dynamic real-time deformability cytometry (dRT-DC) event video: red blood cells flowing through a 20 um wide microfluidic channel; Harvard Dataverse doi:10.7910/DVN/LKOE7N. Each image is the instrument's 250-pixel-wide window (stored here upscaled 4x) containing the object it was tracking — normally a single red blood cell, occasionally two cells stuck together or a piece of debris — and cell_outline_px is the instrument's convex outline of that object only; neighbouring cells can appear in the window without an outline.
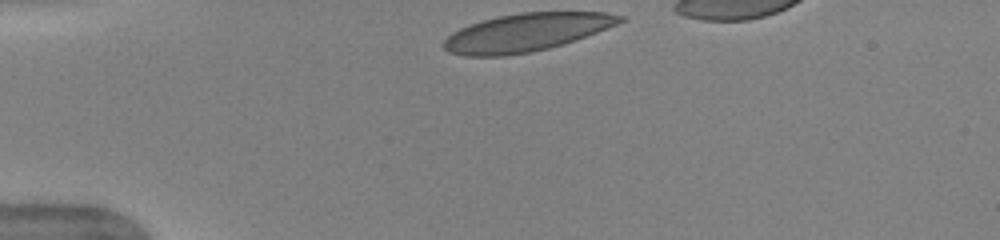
{"species": "human", "species_latin": "Homo sapiens", "temperature_condition": "warm", "stored_images_in_passage": 33, "camera_frame_rate_fps": 3000, "um_per_image_px": 0.085, "donor": {"sex": "female"}, "frame": {"image": 1, "passage_image": 1, "time_ms": 0.0, "image_size_px": [1000, 240], "cell_outline_px": [[628, 20], [596, 32], [548, 48], [528, 52], [504, 56], [464, 56], [448, 52], [444, 48], [444, 40], [452, 32], [460, 28], [484, 20], [500, 16], [520, 12], [604, 12], [628, 16]], "centroid_in_image_um": [44.75, 2.74], "position_along_channel_um": 40.2, "area_um2": 38.55}}
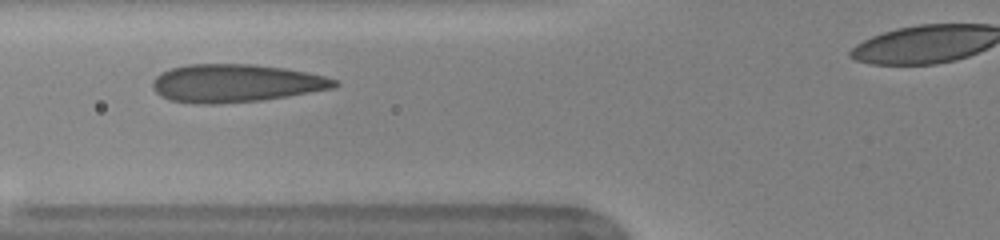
{"frame": {"image": 2, "passage_image": 9, "time_ms": 2.667, "image_size_px": [1000, 240], "cell_outline_px": [[340, 84], [336, 88], [288, 96], [260, 100], [212, 104], [204, 104], [172, 100], [160, 96], [152, 88], [152, 80], [160, 72], [172, 68], [188, 64], [256, 64], [284, 68], [324, 76], [340, 80]], "centroid_in_image_um": [20.05, 7.06], "position_along_channel_um": 105.7, "area_um2": 40.29}}
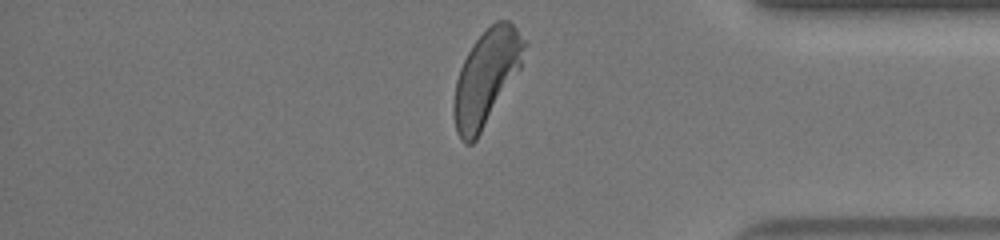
{"frame": {"image": 3, "passage_image": 32, "time_ms": 10.333, "image_size_px": [1000, 240], "cell_outline_px": [[528, 44], [520, 68], [476, 140], [472, 144], [464, 144], [460, 140], [456, 132], [452, 112], [452, 104], [456, 80], [460, 68], [472, 44], [496, 20], [508, 20], [516, 28]], "centroid_in_image_um": [41.31, 6.61], "position_along_channel_um": 393.9, "area_um2": 38.84}, "authors_computed_cell_mechanics": {"area_um2": 39.4774, "velocity_mm_per_s": 3.971, "shape_relaxation_time_tau1_ms": 2.6973, "shape_relaxation_time_tau2_ms": null, "deformation_change_tau1": 0.1525, "deformation_change_tau2": null}}